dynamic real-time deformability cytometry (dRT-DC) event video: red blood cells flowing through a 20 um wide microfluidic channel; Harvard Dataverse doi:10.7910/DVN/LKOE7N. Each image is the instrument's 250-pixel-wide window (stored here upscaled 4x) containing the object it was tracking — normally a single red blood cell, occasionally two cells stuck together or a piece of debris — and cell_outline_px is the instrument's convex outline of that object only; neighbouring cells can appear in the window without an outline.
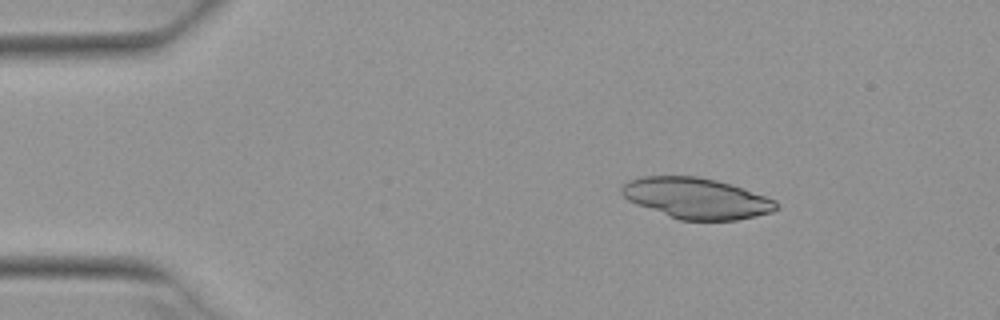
{"species": "Egyptian fruit bat (a non-hibernating species)", "species_latin": "Rousettus aegyptiacus", "temperature_condition": "warm", "stored_images_in_passage": 3, "camera_frame_rate_fps": 3000, "um_per_image_px": 0.085, "animal": {"sex": "female"}, "frame": {"image": 1, "passage_image": 1, "time_ms": 0.0, "image_size_px": [1000, 320], "cell_outline_px": [[780, 208], [772, 212], [756, 216], [736, 220], [680, 220], [636, 204], [628, 200], [620, 192], [620, 188], [628, 180], [640, 176], [696, 176], [716, 180], [776, 200], [780, 204]], "centroid_in_image_um": [59.18, 16.85], "position_along_channel_um": 25.8, "area_um2": 36.59}}